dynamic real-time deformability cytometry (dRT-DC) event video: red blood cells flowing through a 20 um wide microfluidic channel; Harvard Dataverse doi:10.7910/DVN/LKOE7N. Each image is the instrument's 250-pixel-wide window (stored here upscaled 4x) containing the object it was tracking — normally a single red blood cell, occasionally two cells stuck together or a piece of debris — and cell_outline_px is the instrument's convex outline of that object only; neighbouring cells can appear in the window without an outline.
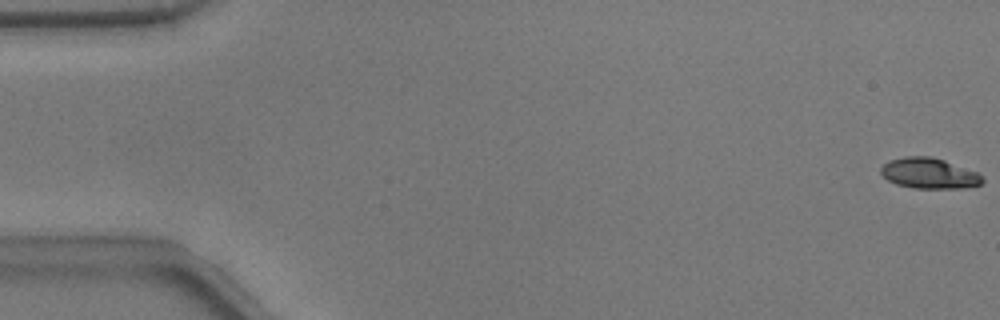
{"species": "common noctule bat (a hibernating species)", "species_latin": "Nyctalus noctula", "temperature_condition": "warm", "stored_images_in_passage": 54, "camera_frame_rate_fps": 3000, "um_per_image_px": 0.085, "animal": {"sex": "male", "body_mass_g": 17.9}, "frame": {"image": 1, "passage_image": 1, "time_ms": 0.0, "image_size_px": [1000, 320], "cell_outline_px": [[984, 180], [980, 184], [964, 188], [912, 188], [896, 184], [888, 180], [880, 172], [880, 168], [888, 160], [904, 156], [932, 156], [944, 160], [976, 172], [984, 176]], "centroid_in_image_um": [78.96, 14.72], "position_along_channel_um": 6.0, "area_um2": 18.15}}
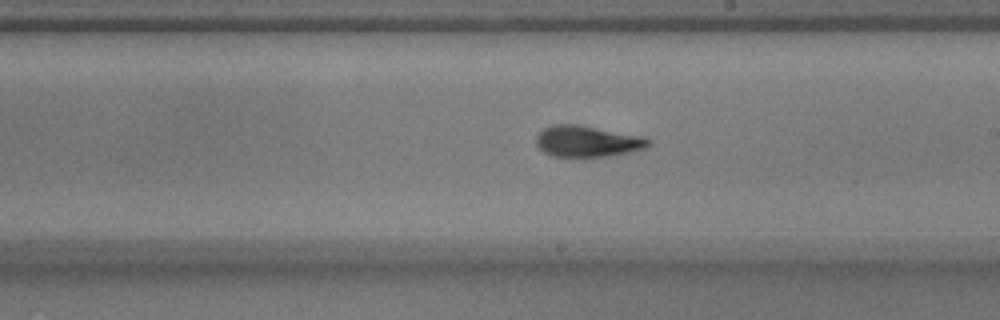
{"frame": {"image": 2, "passage_image": 31, "time_ms": 10.0, "image_size_px": [1000, 320], "cell_outline_px": [[652, 144], [644, 148], [628, 152], [608, 156], [552, 156], [544, 152], [536, 144], [536, 136], [544, 128], [552, 124], [576, 124], [644, 136], [652, 140]], "centroid_in_image_um": [49.94, 12.0], "position_along_channel_um": 239.1, "area_um2": 20.35}}
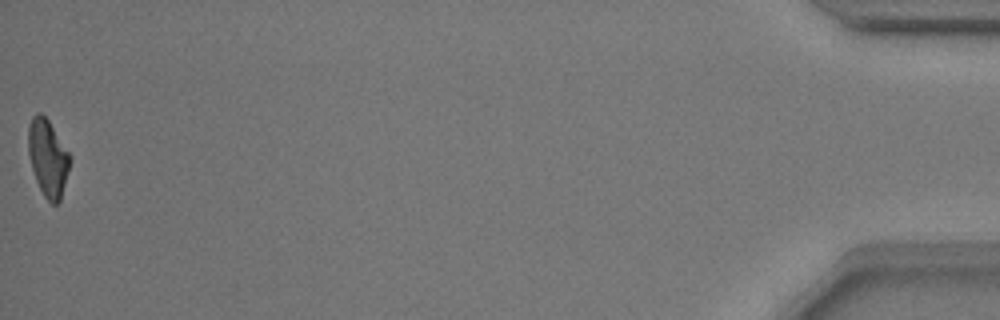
{"frame": {"image": 3, "passage_image": 54, "time_ms": 17.667, "image_size_px": [1000, 320], "cell_outline_px": [[72, 160], [60, 200], [56, 204], [52, 204], [44, 196], [36, 180], [32, 168], [28, 152], [28, 128], [32, 116], [36, 112], [40, 112], [48, 120], [72, 156]], "centroid_in_image_um": [4.08, 13.41], "position_along_channel_um": 431.1, "area_um2": 18.73}, "authors_computed_cell_mechanics": {"area_um2": 19.4786, "velocity_mm_per_s": 3.7959, "shape_relaxation_time_tau1_ms": 4.1909, "shape_relaxation_time_tau2_ms": 2.0753, "deformation_change_tau1": 0.1805, "deformation_change_tau2": 0.0883}}